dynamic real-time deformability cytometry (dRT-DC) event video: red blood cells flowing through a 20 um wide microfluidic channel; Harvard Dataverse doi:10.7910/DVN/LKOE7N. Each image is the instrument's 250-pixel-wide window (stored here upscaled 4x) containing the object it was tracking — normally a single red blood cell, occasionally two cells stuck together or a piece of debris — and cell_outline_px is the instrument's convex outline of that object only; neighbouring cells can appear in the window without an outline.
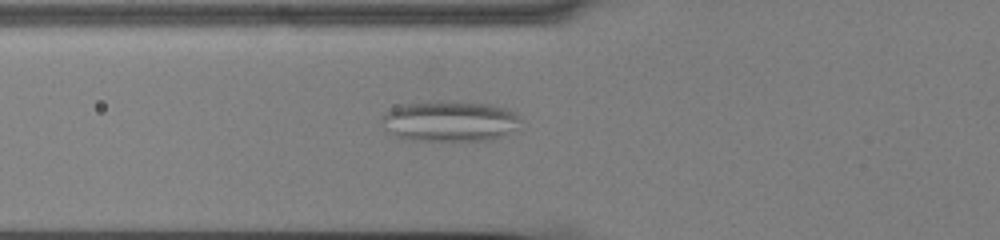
{"species": "common noctule bat (a hibernating species)", "species_latin": "Nyctalus noctula", "temperature_condition": "cold", "stored_images_in_passage": 48, "camera_frame_rate_fps": 3000, "um_per_image_px": 0.085, "animal": {"sex": "male", "body_mass_g": 13.0, "forearm_length_mm": 53.1}, "frame": {"image": 1, "passage_image": 13, "time_ms": 4.0, "image_size_px": [1000, 240], "cell_outline_px": [[520, 120], [516, 128], [504, 136], [492, 140], [412, 140], [396, 136], [384, 128], [380, 124], [380, 116], [392, 108], [400, 104], [432, 100], [452, 100], [492, 104], [516, 112], [520, 116]], "centroid_in_image_um": [38.2, 10.27], "position_along_channel_um": 87.6, "area_um2": 33.58}}
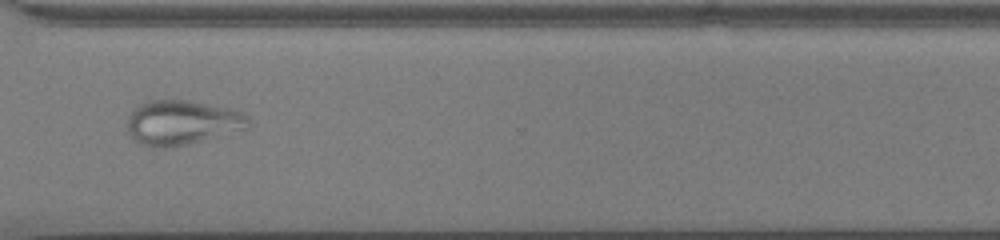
{"frame": {"image": 2, "passage_image": 35, "time_ms": 11.333, "image_size_px": [1000, 240], "cell_outline_px": [[248, 128], [236, 132], [188, 144], [164, 148], [156, 148], [144, 144], [136, 140], [128, 132], [128, 116], [140, 104], [148, 100], [188, 100], [228, 108], [244, 112], [248, 116]], "centroid_in_image_um": [15.5, 10.41], "position_along_channel_um": 355.1, "area_um2": 31.33}}
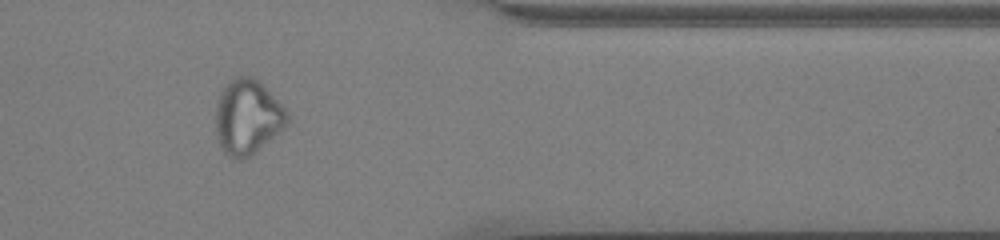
{"frame": {"image": 3, "passage_image": 39, "time_ms": 12.667, "image_size_px": [1000, 240], "cell_outline_px": [[288, 124], [284, 128], [248, 156], [240, 160], [228, 156], [224, 152], [216, 136], [216, 104], [220, 92], [236, 76], [252, 76], [288, 112]], "centroid_in_image_um": [21.01, 9.96], "position_along_channel_um": 390.4, "area_um2": 30.4}}